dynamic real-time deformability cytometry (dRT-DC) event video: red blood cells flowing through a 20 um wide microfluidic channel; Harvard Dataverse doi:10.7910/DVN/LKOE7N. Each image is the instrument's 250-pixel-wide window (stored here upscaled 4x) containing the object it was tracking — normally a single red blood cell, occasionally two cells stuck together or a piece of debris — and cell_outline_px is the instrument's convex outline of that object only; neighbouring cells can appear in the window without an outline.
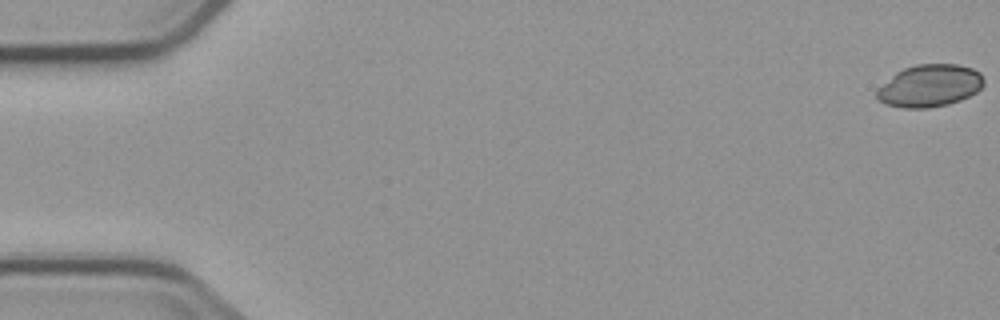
{"species": "common noctule bat (a hibernating species)", "species_latin": "Nyctalus noctula", "temperature_condition": "cold", "stored_images_in_passage": 4, "camera_frame_rate_fps": 3000, "um_per_image_px": 0.085, "animal": {"sex": "male", "body_mass_g": 23.1, "forearm_length_mm": 52.7}, "frame": {"image": 1, "passage_image": 1, "time_ms": 0.0, "image_size_px": [1000, 320], "cell_outline_px": [[984, 84], [976, 92], [960, 100], [948, 104], [928, 108], [904, 108], [884, 104], [876, 96], [876, 88], [896, 72], [904, 68], [916, 64], [956, 64], [972, 68], [980, 72], [984, 80]], "centroid_in_image_um": [79.0, 7.29], "position_along_channel_um": 6.0, "area_um2": 26.47}}